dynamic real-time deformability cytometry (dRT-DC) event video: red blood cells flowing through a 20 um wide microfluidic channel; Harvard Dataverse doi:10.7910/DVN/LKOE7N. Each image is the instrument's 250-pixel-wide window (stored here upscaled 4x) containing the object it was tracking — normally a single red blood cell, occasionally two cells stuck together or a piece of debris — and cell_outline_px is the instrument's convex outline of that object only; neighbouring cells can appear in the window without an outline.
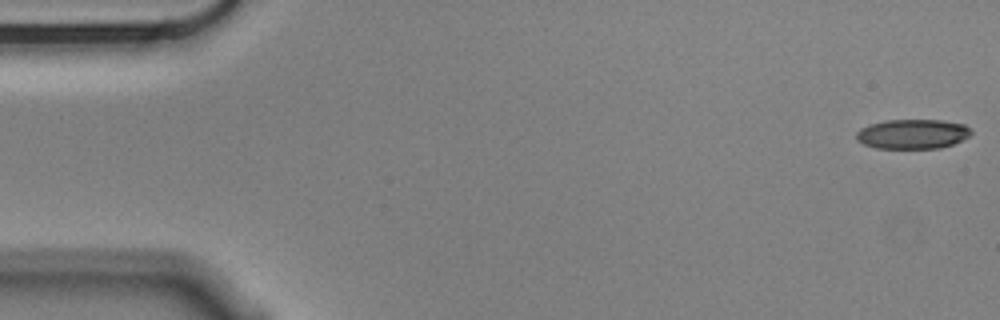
{"species": "Egyptian fruit bat (a non-hibernating species)", "species_latin": "Rousettus aegyptiacus", "temperature_condition": "cold", "stored_images_in_passage": 12, "camera_frame_rate_fps": 3000, "um_per_image_px": 0.085, "animal": {"sex": "male"}, "frame": {"image": 1, "passage_image": 1, "time_ms": 0.0, "image_size_px": [1000, 320], "cell_outline_px": [[964, 128], [960, 136], [956, 140], [948, 144], [924, 148], [896, 148], [876, 144], [880, 124], [956, 124]], "centroid_in_image_um": [78.0, 11.49], "position_along_channel_um": 7.0, "area_um2": 13.12}}